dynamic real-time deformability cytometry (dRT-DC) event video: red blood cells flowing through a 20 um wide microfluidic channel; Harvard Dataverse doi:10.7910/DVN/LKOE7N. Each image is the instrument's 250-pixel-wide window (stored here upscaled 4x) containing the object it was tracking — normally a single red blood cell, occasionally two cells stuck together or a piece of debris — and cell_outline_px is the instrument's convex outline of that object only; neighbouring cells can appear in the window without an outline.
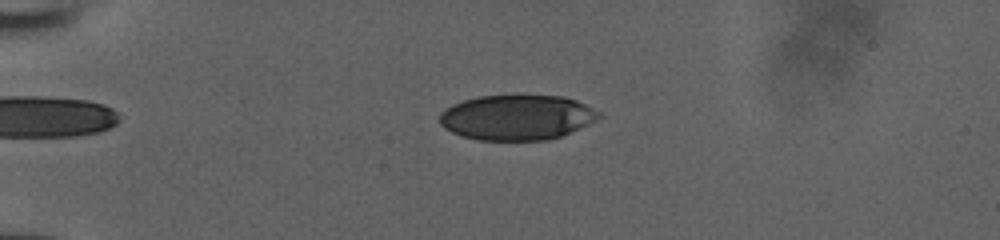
{"species": "human", "species_latin": "Homo sapiens", "temperature_condition": "room temperature", "stored_images_in_passage": 52, "camera_frame_rate_fps": 3000, "um_per_image_px": 0.085, "donor": {"sex": "male"}, "frame": {"image": 1, "passage_image": 14, "time_ms": 4.333, "image_size_px": [1000, 240], "cell_outline_px": [[604, 116], [596, 120], [560, 136], [548, 140], [476, 140], [460, 136], [444, 128], [440, 124], [440, 112], [444, 108], [452, 104], [464, 100], [480, 96], [520, 92], [564, 96], [576, 100], [600, 112]], "centroid_in_image_um": [43.92, 9.93], "position_along_channel_um": 41.1, "area_um2": 43.06}}
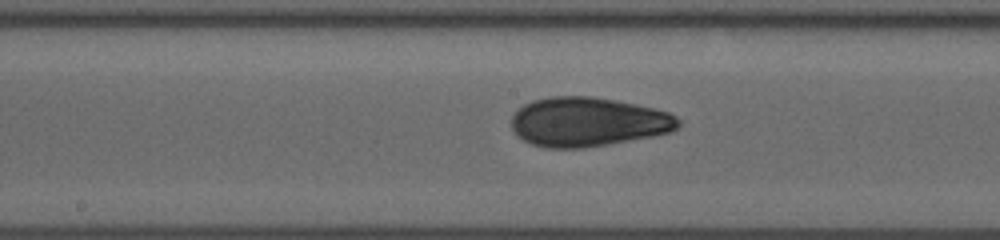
{"frame": {"image": 2, "passage_image": 29, "time_ms": 9.333, "image_size_px": [1000, 240], "cell_outline_px": [[680, 124], [672, 132], [652, 136], [608, 144], [584, 148], [548, 148], [532, 144], [516, 136], [512, 128], [512, 116], [524, 104], [532, 100], [552, 96], [592, 96], [616, 100], [636, 104], [668, 112], [676, 116], [680, 120]], "centroid_in_image_um": [49.96, 10.36], "position_along_channel_um": 198.2, "area_um2": 47.92}}
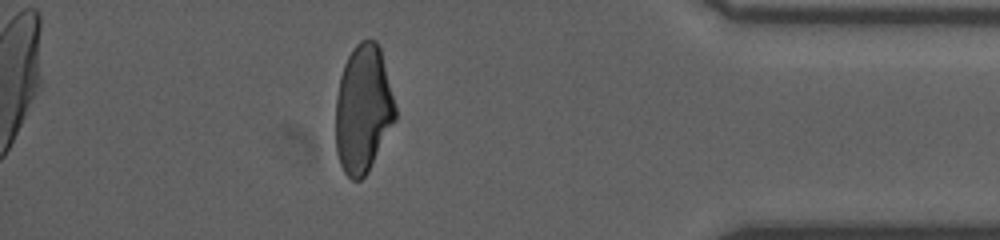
{"frame": {"image": 3, "passage_image": 46, "time_ms": 15.0, "image_size_px": [1000, 240], "cell_outline_px": [[396, 120], [368, 172], [360, 180], [352, 180], [344, 172], [340, 164], [336, 152], [336, 96], [340, 76], [344, 64], [352, 48], [360, 40], [376, 40], [380, 48], [396, 108]], "centroid_in_image_um": [30.86, 9.28], "position_along_channel_um": 404.3, "area_um2": 44.51}}